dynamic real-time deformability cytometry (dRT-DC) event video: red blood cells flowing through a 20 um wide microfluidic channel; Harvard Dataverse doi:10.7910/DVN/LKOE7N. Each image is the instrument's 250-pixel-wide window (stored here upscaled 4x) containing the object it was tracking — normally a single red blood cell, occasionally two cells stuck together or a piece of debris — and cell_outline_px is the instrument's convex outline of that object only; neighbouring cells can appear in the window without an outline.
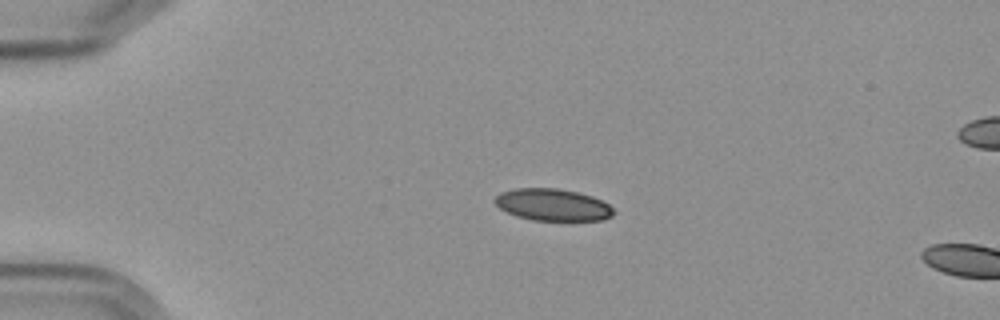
{"species": "Egyptian fruit bat (a non-hibernating species)", "species_latin": "Rousettus aegyptiacus", "temperature_condition": "cold", "stored_images_in_passage": 4, "camera_frame_rate_fps": 3000, "um_per_image_px": 0.085, "frame": {"image": 1, "passage_image": 3, "time_ms": 2.667, "image_size_px": [1000, 320], "cell_outline_px": [[616, 212], [612, 216], [604, 220], [532, 220], [516, 216], [500, 208], [492, 200], [500, 192], [516, 188], [556, 188], [576, 192], [592, 196], [608, 204]], "centroid_in_image_um": [46.97, 17.41], "position_along_channel_um": 38.0, "area_um2": 22.08}}